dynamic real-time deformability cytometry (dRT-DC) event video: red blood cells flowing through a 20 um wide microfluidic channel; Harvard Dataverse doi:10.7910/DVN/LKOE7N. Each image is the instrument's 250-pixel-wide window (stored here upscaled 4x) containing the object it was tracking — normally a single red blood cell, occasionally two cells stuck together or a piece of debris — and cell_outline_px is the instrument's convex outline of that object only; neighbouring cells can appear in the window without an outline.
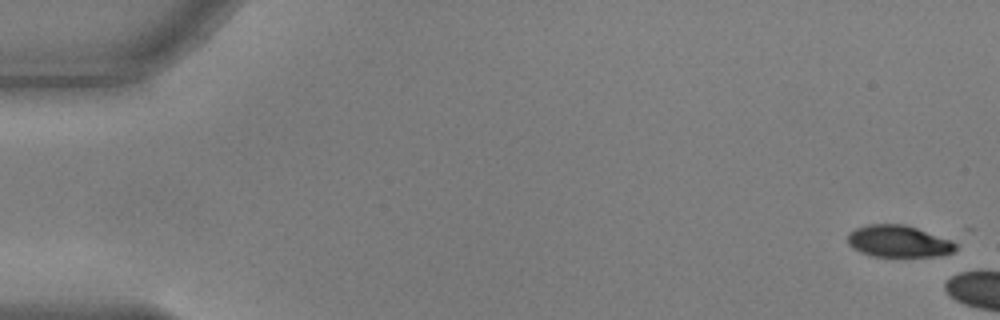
{"species": "common noctule bat (a hibernating species)", "species_latin": "Nyctalus noctula", "temperature_condition": "warm", "stored_images_in_passage": 9, "camera_frame_rate_fps": 3000, "um_per_image_px": 0.085, "animal": {"sex": "male", "body_mass_g": 17.9, "forearm_length_mm": 54.2}, "frame": {"image": 1, "passage_image": 1, "time_ms": 0.0, "image_size_px": [1000, 320], "cell_outline_px": [[956, 248], [952, 252], [940, 256], [872, 256], [860, 252], [852, 248], [848, 244], [848, 232], [856, 228], [868, 224], [904, 224], [956, 236]], "centroid_in_image_um": [76.52, 20.48], "position_along_channel_um": 8.5, "area_um2": 21.04}}